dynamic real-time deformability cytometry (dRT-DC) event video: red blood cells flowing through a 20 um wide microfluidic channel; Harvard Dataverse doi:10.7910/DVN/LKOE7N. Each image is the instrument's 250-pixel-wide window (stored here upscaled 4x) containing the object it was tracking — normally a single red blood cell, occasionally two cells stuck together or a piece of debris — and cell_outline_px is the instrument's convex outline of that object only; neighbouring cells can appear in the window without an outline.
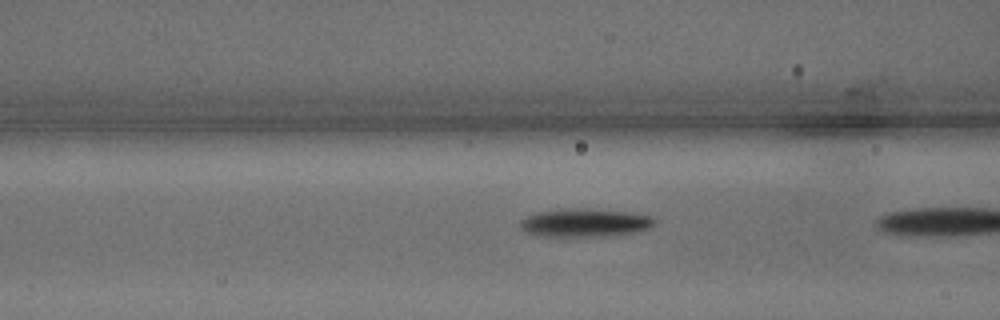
{"species": "common noctule bat (a hibernating species)", "species_latin": "Nyctalus noctula", "temperature_condition": "warm", "stored_images_in_passage": 16, "camera_frame_rate_fps": 3000, "um_per_image_px": 0.085, "animal": {"sex": "male", "body_mass_g": 15.6}, "frame": {"image": 1, "passage_image": 15, "time_ms": 4.667, "image_size_px": [1000, 320], "cell_outline_px": [[656, 224], [648, 228], [636, 232], [608, 236], [532, 236], [524, 232], [520, 228], [520, 220], [536, 212], [568, 208], [588, 208], [636, 212], [652, 216], [656, 220]], "centroid_in_image_um": [49.73, 18.92], "position_along_channel_um": 116.9, "area_um2": 22.66}}